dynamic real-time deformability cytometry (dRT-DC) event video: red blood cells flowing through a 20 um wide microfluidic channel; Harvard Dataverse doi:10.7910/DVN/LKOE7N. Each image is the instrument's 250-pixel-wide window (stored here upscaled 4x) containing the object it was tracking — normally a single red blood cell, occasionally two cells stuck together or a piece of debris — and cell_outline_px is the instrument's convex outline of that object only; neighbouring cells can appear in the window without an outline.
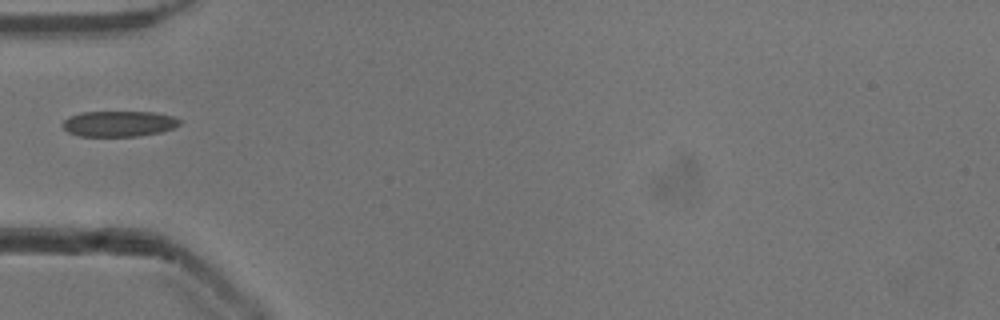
{"species": "common noctule bat (a hibernating species)", "species_latin": "Nyctalus noctula", "temperature_condition": "cold", "stored_images_in_passage": 36, "camera_frame_rate_fps": 3000, "um_per_image_px": 0.085, "animal": {"sex": "male", "body_mass_g": 13.3}, "frame": {"image": 1, "passage_image": 1, "time_ms": 0.0, "image_size_px": [1000, 320], "cell_outline_px": [[180, 124], [172, 128], [160, 132], [136, 136], [80, 136], [68, 132], [60, 124], [68, 116], [80, 112], [152, 112], [172, 116], [180, 120]], "centroid_in_image_um": [10.05, 10.51], "position_along_channel_um": 75.0, "area_um2": 17.46}}
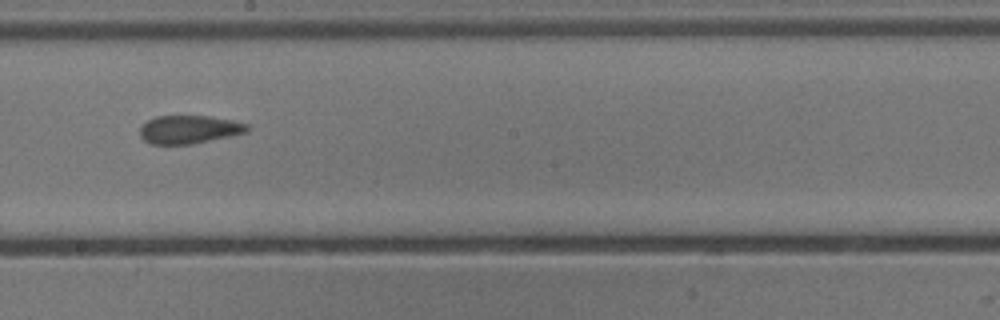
{"frame": {"image": 2, "passage_image": 13, "time_ms": 4.0, "image_size_px": [1000, 320], "cell_outline_px": [[248, 132], [232, 136], [192, 144], [152, 144], [144, 140], [140, 136], [140, 128], [148, 120], [156, 116], [208, 116], [232, 120], [248, 124]], "centroid_in_image_um": [16.09, 11.01], "position_along_channel_um": 232.1, "area_um2": 17.63}}
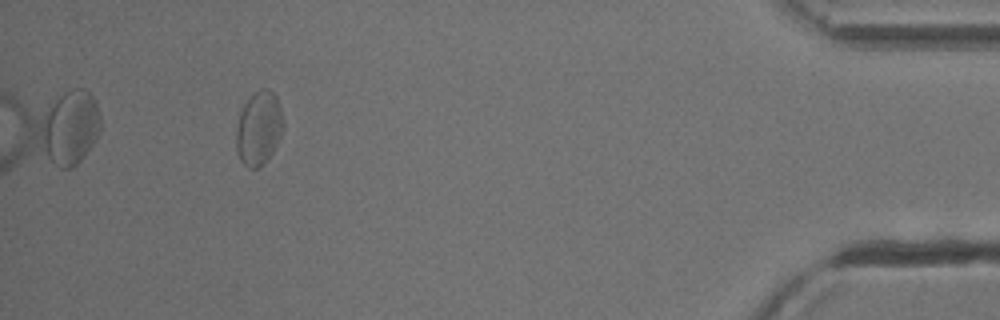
{"frame": {"image": 3, "passage_image": 32, "time_ms": 10.333, "image_size_px": [1000, 320], "cell_outline_px": [[284, 128], [272, 152], [264, 164], [256, 168], [248, 168], [240, 160], [236, 148], [236, 128], [240, 112], [244, 104], [252, 92], [260, 88], [268, 88], [276, 96], [280, 108], [284, 124]], "centroid_in_image_um": [21.99, 10.88], "position_along_channel_um": 413.2, "area_um2": 20.35}}